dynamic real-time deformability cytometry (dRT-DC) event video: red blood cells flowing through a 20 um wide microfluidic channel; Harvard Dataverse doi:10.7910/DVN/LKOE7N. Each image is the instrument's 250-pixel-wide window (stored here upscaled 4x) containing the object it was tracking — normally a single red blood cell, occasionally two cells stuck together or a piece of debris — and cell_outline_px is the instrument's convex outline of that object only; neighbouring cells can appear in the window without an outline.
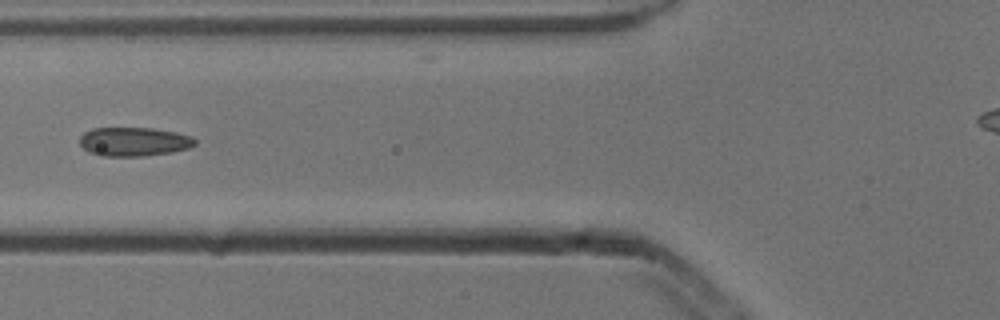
{"species": "common noctule bat (a hibernating species)", "species_latin": "Nyctalus noctula", "temperature_condition": "cold", "stored_images_in_passage": 7, "camera_frame_rate_fps": 3000, "um_per_image_px": 0.085, "animal": {"sex": "male", "body_mass_g": 13.3}, "frame": {"image": 1, "passage_image": 5, "time_ms": 1.333, "image_size_px": [1000, 320], "cell_outline_px": [[196, 144], [188, 148], [172, 152], [144, 156], [104, 156], [88, 152], [80, 144], [80, 136], [84, 132], [92, 128], [152, 128], [176, 132], [192, 136], [196, 140]], "centroid_in_image_um": [11.39, 12.04], "position_along_channel_um": 114.4, "area_um2": 19.48}}